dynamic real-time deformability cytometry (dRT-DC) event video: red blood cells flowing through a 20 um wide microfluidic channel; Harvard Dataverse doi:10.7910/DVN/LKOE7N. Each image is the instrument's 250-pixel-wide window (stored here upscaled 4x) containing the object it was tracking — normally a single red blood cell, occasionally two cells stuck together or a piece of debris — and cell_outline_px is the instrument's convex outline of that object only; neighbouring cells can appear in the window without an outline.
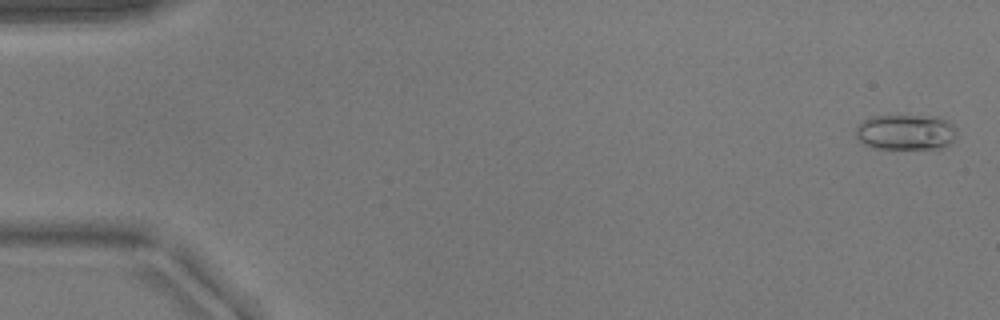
{"species": "common noctule bat (a hibernating species)", "species_latin": "Nyctalus noctula", "temperature_condition": "warm", "stored_images_in_passage": 50, "camera_frame_rate_fps": 3000, "um_per_image_px": 0.085, "animal": {"sex": "male", "body_mass_g": 17.9}, "frame": {"image": 1, "passage_image": 2, "time_ms": 0.333, "image_size_px": [1000, 320], "cell_outline_px": [[956, 136], [952, 144], [944, 148], [876, 148], [864, 144], [856, 136], [856, 128], [864, 120], [872, 116], [940, 116], [948, 120], [956, 128]], "centroid_in_image_um": [77.06, 11.23], "position_along_channel_um": 7.9, "area_um2": 20.98}}
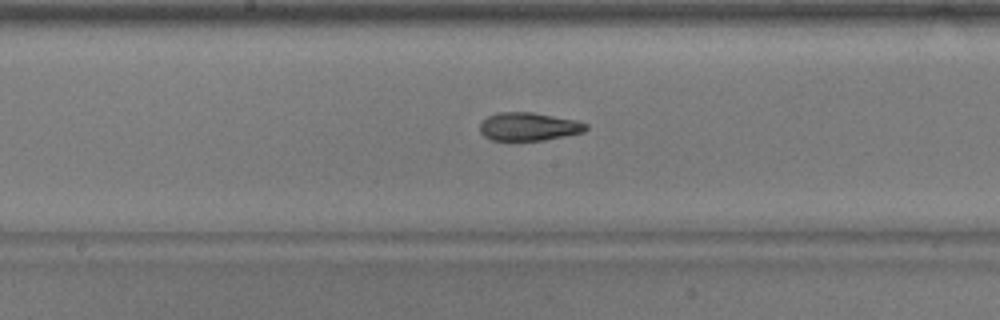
{"frame": {"image": 2, "passage_image": 28, "time_ms": 9.0, "image_size_px": [1000, 320], "cell_outline_px": [[588, 128], [584, 132], [544, 140], [492, 140], [484, 136], [480, 132], [480, 124], [488, 116], [496, 112], [532, 112], [576, 120], [588, 124]], "centroid_in_image_um": [44.94, 10.75], "position_along_channel_um": 203.3, "area_um2": 17.4}}
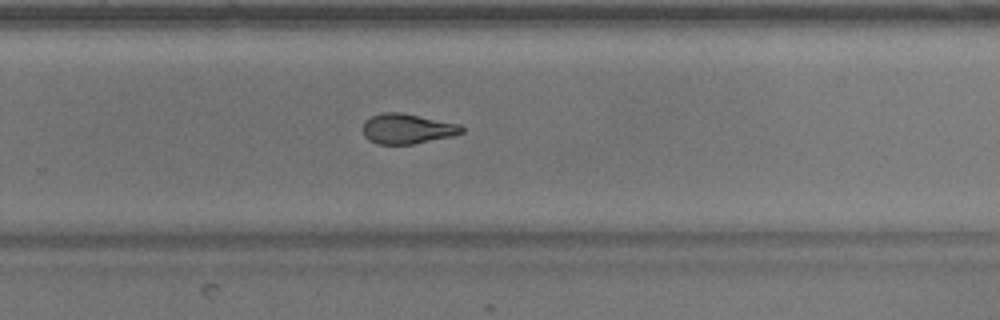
{"frame": {"image": 3, "passage_image": 35, "time_ms": 11.333, "image_size_px": [1000, 320], "cell_outline_px": [[464, 132], [456, 136], [412, 144], [376, 144], [368, 140], [364, 136], [364, 120], [372, 116], [384, 112], [400, 112], [460, 124], [464, 128]], "centroid_in_image_um": [34.64, 10.95], "position_along_channel_um": 295.2, "area_um2": 17.46}}